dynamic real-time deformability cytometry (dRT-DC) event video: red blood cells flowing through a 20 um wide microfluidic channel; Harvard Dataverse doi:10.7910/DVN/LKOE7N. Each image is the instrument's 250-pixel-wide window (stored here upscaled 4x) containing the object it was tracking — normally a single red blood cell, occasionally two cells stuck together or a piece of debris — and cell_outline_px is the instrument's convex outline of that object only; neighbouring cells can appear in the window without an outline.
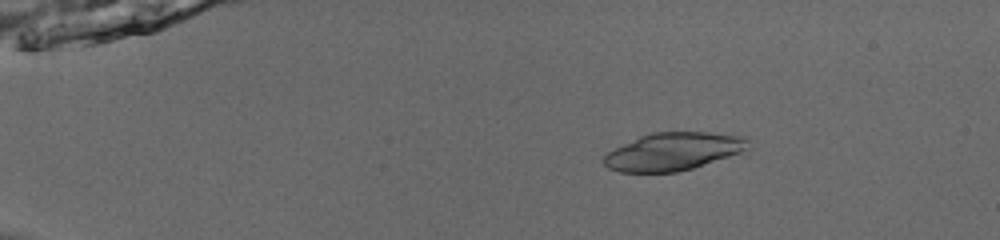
{"species": "common noctule bat (a hibernating species)", "species_latin": "Nyctalus noctula", "temperature_condition": "room temperature", "stored_images_in_passage": 53, "camera_frame_rate_fps": 3000, "um_per_image_px": 0.085, "animal": {"sex": "male", "body_mass_g": 13.0, "forearm_length_mm": 53.1}, "frame": {"image": 1, "passage_image": 10, "time_ms": 3.0, "image_size_px": [1000, 240], "cell_outline_px": [[752, 148], [748, 152], [692, 168], [676, 172], [620, 172], [608, 168], [604, 164], [604, 156], [608, 152], [640, 136], [652, 132], [708, 132], [748, 136]], "centroid_in_image_um": [57.37, 12.87], "position_along_channel_um": 27.6, "area_um2": 32.25}}